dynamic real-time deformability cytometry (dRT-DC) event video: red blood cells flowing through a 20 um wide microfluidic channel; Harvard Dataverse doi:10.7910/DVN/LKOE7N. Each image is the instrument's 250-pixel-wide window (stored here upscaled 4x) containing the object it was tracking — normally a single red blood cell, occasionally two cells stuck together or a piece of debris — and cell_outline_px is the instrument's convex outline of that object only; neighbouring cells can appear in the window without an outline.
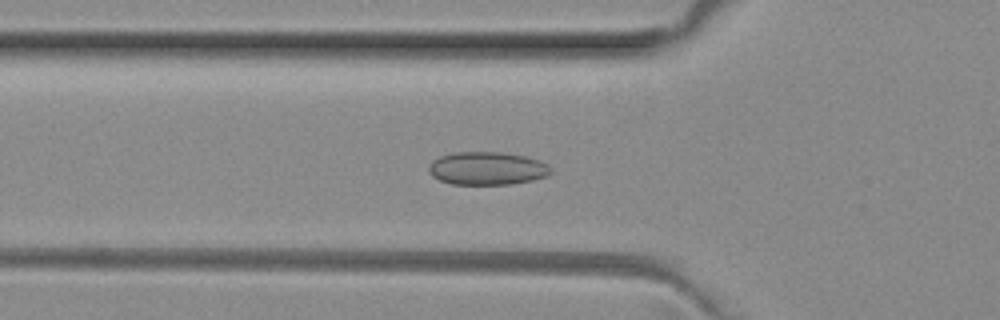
{"species": "common noctule bat (a hibernating species)", "species_latin": "Nyctalus noctula", "temperature_condition": "room temperature", "stored_images_in_passage": 37, "camera_frame_rate_fps": 3000, "um_per_image_px": 0.085, "animal": {"sex": "female", "body_mass_g": 29.2, "forearm_length_mm": 56.3}, "frame": {"image": 1, "passage_image": 2, "time_ms": 0.333, "image_size_px": [1000, 320], "cell_outline_px": [[552, 172], [548, 176], [532, 180], [508, 184], [452, 184], [440, 180], [432, 176], [428, 172], [428, 164], [432, 160], [440, 156], [452, 152], [504, 152], [528, 156], [540, 160], [548, 164], [552, 168]], "centroid_in_image_um": [41.42, 14.3], "position_along_channel_um": 84.4, "area_um2": 23.87}}
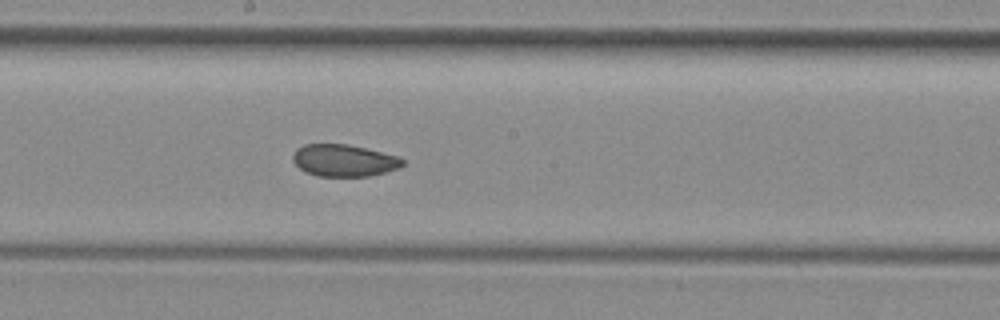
{"frame": {"image": 2, "passage_image": 12, "time_ms": 3.667, "image_size_px": [1000, 320], "cell_outline_px": [[404, 164], [400, 168], [372, 176], [316, 176], [304, 172], [292, 160], [292, 152], [296, 148], [304, 144], [348, 144], [400, 156], [404, 160]], "centroid_in_image_um": [29.24, 13.64], "position_along_channel_um": 219.0, "area_um2": 20.81}}
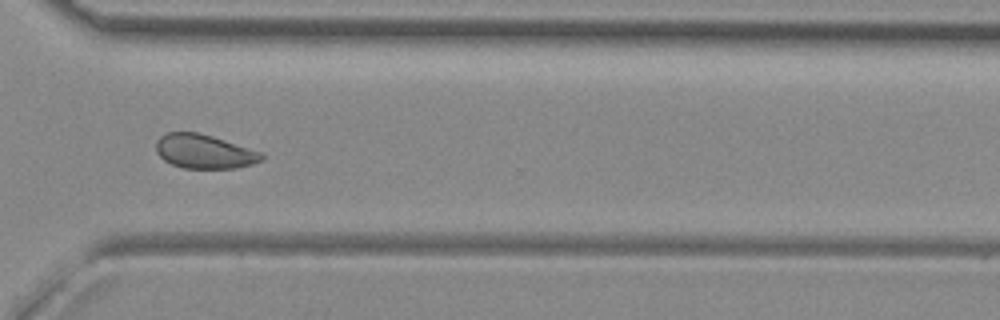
{"frame": {"image": 3, "passage_image": 22, "time_ms": 7.0, "image_size_px": [1000, 320], "cell_outline_px": [[264, 160], [252, 164], [236, 168], [184, 168], [172, 164], [164, 160], [156, 152], [156, 140], [160, 136], [168, 132], [196, 132], [212, 136], [264, 152]], "centroid_in_image_um": [17.39, 12.87], "position_along_channel_um": 353.2, "area_um2": 21.1}}